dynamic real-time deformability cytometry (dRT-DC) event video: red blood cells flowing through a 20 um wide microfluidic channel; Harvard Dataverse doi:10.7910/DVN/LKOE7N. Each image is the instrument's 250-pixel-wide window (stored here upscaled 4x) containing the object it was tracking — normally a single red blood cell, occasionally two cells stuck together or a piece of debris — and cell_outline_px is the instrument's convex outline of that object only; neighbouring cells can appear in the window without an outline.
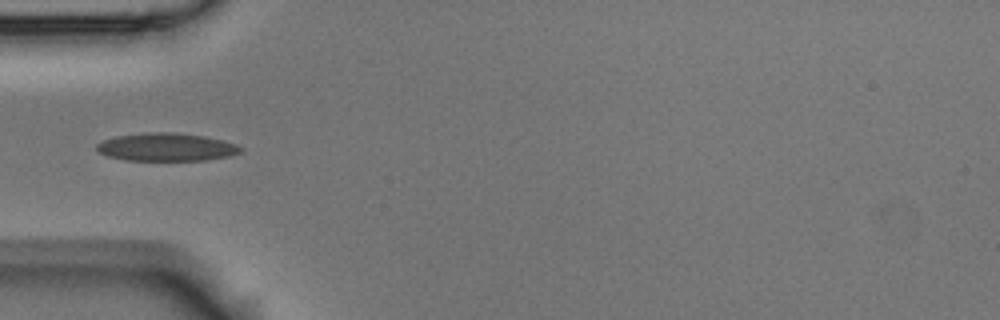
{"species": "Egyptian fruit bat (a non-hibernating species)", "species_latin": "Rousettus aegyptiacus", "temperature_condition": "room temperature", "stored_images_in_passage": 4, "camera_frame_rate_fps": 3000, "um_per_image_px": 0.085, "animal": {"sex": "male"}, "frame": {"image": 1, "passage_image": 4, "time_ms": 1.0, "image_size_px": [1000, 320], "cell_outline_px": [[244, 148], [240, 152], [228, 156], [204, 160], [124, 160], [108, 156], [96, 152], [96, 144], [104, 140], [116, 136], [148, 132], [176, 132], [204, 136], [236, 144]], "centroid_in_image_um": [14.11, 12.5], "position_along_channel_um": 70.9, "area_um2": 23.41}}